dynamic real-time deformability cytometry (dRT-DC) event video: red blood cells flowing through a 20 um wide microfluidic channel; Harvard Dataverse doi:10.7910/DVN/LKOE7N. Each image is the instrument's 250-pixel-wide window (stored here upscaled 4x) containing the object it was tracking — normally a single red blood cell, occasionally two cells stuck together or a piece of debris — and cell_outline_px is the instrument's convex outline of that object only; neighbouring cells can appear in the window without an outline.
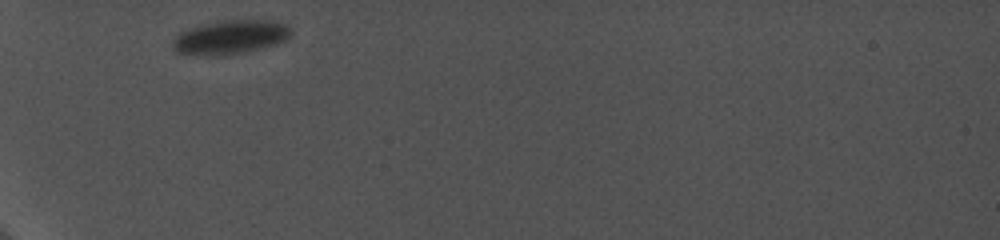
{"species": "common noctule bat (a hibernating species)", "species_latin": "Nyctalus noctula", "temperature_condition": "cold", "stored_images_in_passage": 18, "camera_frame_rate_fps": 5000, "um_per_image_px": 0.085, "animal": {"sex": "female", "body_mass_g": 19.0, "forearm_length_mm": 56.7}, "frame": {"image": 1, "passage_image": 1, "time_ms": 0.0, "image_size_px": [1000, 240], "cell_outline_px": [[292, 32], [284, 40], [276, 44], [264, 48], [244, 52], [176, 52], [172, 48], [172, 40], [180, 32], [188, 28], [200, 24], [224, 20], [272, 20], [288, 24]], "centroid_in_image_um": [19.64, 3.08], "position_along_channel_um": 65.4, "area_um2": 22.54}}
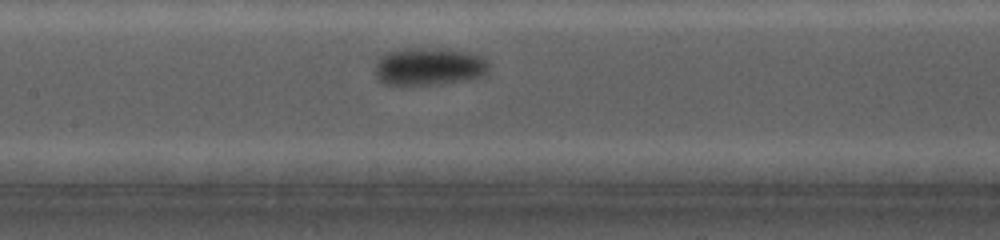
{"frame": {"image": 2, "passage_image": 7, "time_ms": 3.4, "image_size_px": [1000, 240], "cell_outline_px": [[488, 72], [484, 76], [468, 80], [440, 84], [384, 84], [376, 80], [376, 64], [380, 56], [384, 52], [396, 48], [444, 48], [468, 52], [480, 56], [488, 64]], "centroid_in_image_um": [36.44, 5.64], "position_along_channel_um": 171.0, "area_um2": 25.37}}
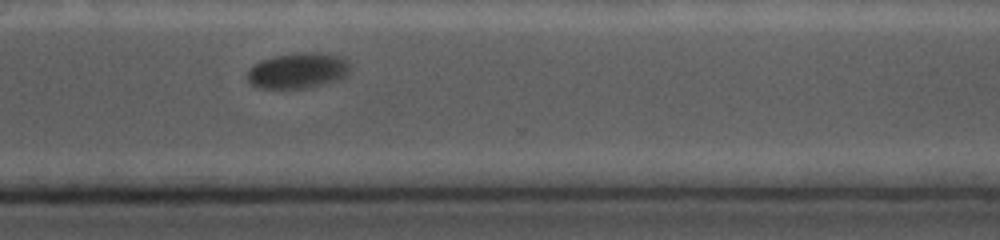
{"frame": {"image": 3, "passage_image": 14, "time_ms": 8.2, "image_size_px": [1000, 240], "cell_outline_px": [[348, 76], [340, 80], [328, 84], [304, 88], [256, 88], [248, 80], [248, 72], [260, 60], [272, 56], [304, 52], [320, 52], [340, 56], [348, 60]], "centroid_in_image_um": [25.37, 6.0], "position_along_channel_um": 345.2, "area_um2": 21.5}}